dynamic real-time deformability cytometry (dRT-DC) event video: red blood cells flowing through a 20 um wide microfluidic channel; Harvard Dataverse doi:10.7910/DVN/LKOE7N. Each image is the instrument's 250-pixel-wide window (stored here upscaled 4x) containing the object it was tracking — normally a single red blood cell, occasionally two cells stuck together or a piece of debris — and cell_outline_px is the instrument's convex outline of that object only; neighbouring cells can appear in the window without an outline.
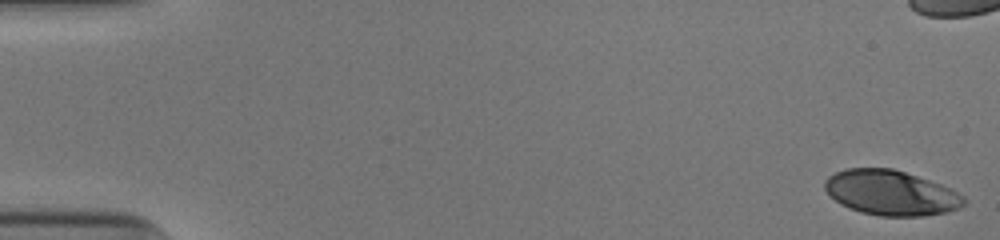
{"species": "human", "species_latin": "Homo sapiens", "temperature_condition": "cold", "stored_images_in_passage": 43, "camera_frame_rate_fps": 3000, "um_per_image_px": 0.085, "donor": {"sex": "male"}, "frame": {"image": 1, "passage_image": 1, "time_ms": 0.0, "image_size_px": [1000, 240], "cell_outline_px": [[968, 200], [960, 208], [948, 212], [924, 216], [880, 216], [860, 212], [848, 208], [840, 204], [824, 188], [824, 180], [828, 176], [836, 172], [848, 168], [892, 168], [940, 184], [964, 196]], "centroid_in_image_um": [75.73, 16.4], "position_along_channel_um": 9.3, "area_um2": 36.41}}
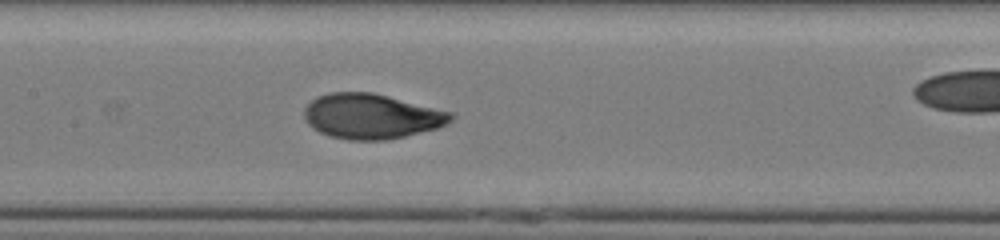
{"frame": {"image": 2, "passage_image": 26, "time_ms": 8.333, "image_size_px": [1000, 240], "cell_outline_px": [[456, 116], [448, 124], [436, 128], [404, 136], [384, 140], [348, 140], [328, 136], [312, 128], [308, 124], [304, 116], [304, 108], [312, 100], [320, 96], [332, 92], [372, 92], [452, 112]], "centroid_in_image_um": [31.57, 9.89], "position_along_channel_um": 175.8, "area_um2": 38.38}}
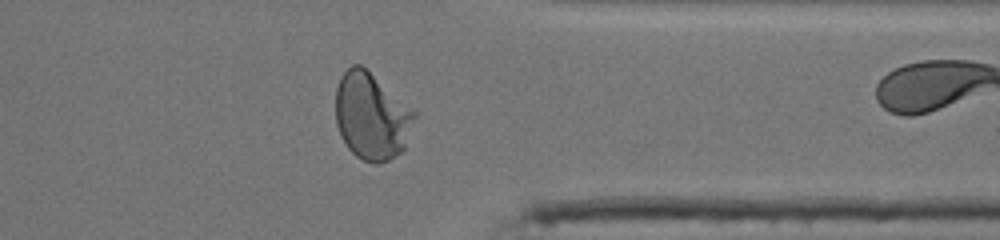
{"frame": {"image": 3, "passage_image": 42, "time_ms": 13.667, "image_size_px": [1000, 240], "cell_outline_px": [[416, 116], [404, 148], [400, 152], [388, 160], [380, 164], [372, 164], [356, 156], [348, 148], [340, 136], [336, 124], [336, 88], [340, 76], [352, 64], [360, 64], [412, 108], [416, 112]], "centroid_in_image_um": [31.56, 9.89], "position_along_channel_um": 379.8, "area_um2": 39.77}}